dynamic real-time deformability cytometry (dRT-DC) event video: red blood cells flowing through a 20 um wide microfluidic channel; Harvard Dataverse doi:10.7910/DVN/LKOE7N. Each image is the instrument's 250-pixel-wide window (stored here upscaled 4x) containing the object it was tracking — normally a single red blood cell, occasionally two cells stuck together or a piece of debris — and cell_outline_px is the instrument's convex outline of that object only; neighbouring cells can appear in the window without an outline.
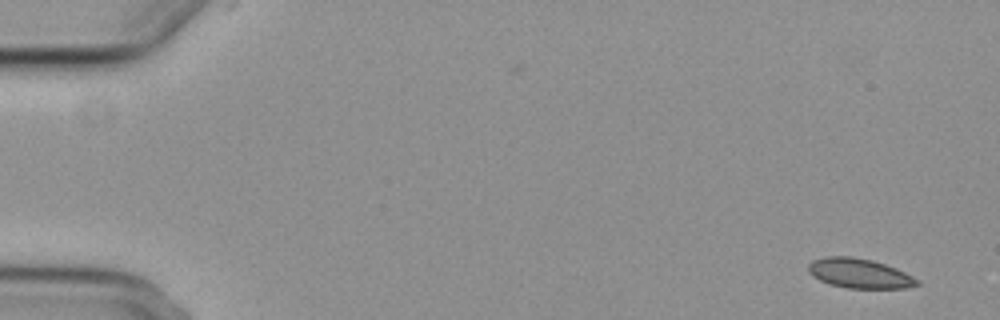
{"species": "common noctule bat (a hibernating species)", "species_latin": "Nyctalus noctula", "temperature_condition": "cold", "stored_images_in_passage": 6, "segment_of_instrument_passage": [1, 2], "camera_frame_rate_fps": 3000, "um_per_image_px": 0.085, "animal": {"sex": "female", "body_mass_g": 29.2, "forearm_length_mm": 56.3}, "frame": {"image": 1, "passage_image": 1, "time_ms": 0.0, "image_size_px": [1000, 320], "cell_outline_px": [[920, 284], [908, 288], [848, 288], [828, 284], [812, 276], [808, 272], [808, 264], [812, 260], [824, 256], [852, 256], [872, 260], [896, 268], [920, 280]], "centroid_in_image_um": [73.03, 23.23], "position_along_channel_um": 12.0, "area_um2": 18.96}}
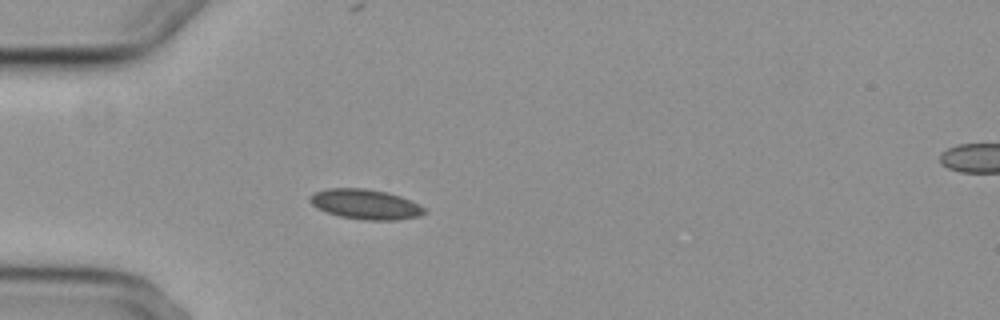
{"frame": {"image": 2, "passage_image": 5, "time_ms": 4.667, "image_size_px": [1000, 320], "cell_outline_px": [[428, 212], [420, 216], [396, 220], [364, 220], [340, 216], [316, 208], [308, 200], [308, 196], [316, 192], [328, 188], [364, 188], [388, 192], [400, 196], [420, 204]], "centroid_in_image_um": [31.08, 17.36], "position_along_channel_um": 53.9, "area_um2": 20.11}}